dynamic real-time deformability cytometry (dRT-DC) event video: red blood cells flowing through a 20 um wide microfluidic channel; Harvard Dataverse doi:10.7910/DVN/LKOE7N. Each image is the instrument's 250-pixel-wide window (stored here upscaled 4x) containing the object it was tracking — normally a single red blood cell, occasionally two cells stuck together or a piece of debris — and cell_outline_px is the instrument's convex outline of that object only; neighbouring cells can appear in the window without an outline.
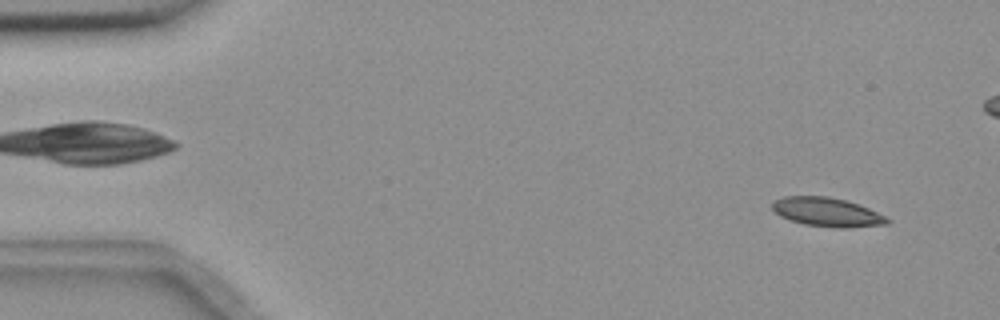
{"species": "common noctule bat (a hibernating species)", "species_latin": "Nyctalus noctula", "temperature_condition": "room temperature", "stored_images_in_passage": 56, "camera_frame_rate_fps": 3000, "um_per_image_px": 0.085, "animal": {"sex": "female", "body_mass_g": 18.4}, "frame": {"image": 1, "passage_image": 4, "time_ms": 1.0, "image_size_px": [1000, 320], "cell_outline_px": [[892, 220], [888, 224], [804, 224], [780, 216], [772, 208], [772, 204], [776, 200], [784, 196], [828, 196], [844, 200], [868, 208]], "centroid_in_image_um": [70.2, 17.95], "position_along_channel_um": 14.8, "area_um2": 17.8}}
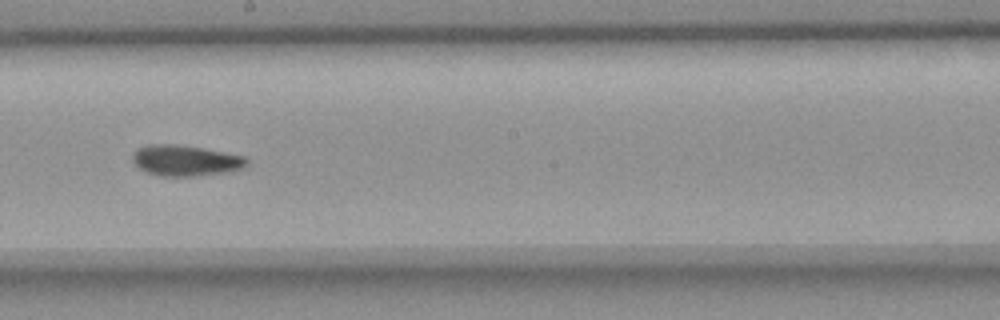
{"frame": {"image": 2, "passage_image": 31, "time_ms": 10.0, "image_size_px": [1000, 320], "cell_outline_px": [[248, 164], [244, 168], [228, 172], [192, 176], [160, 176], [148, 172], [140, 168], [132, 160], [132, 152], [136, 148], [148, 144], [172, 144], [204, 148], [244, 156], [248, 160]], "centroid_in_image_um": [15.76, 13.64], "position_along_channel_um": 232.4, "area_um2": 20.58}}
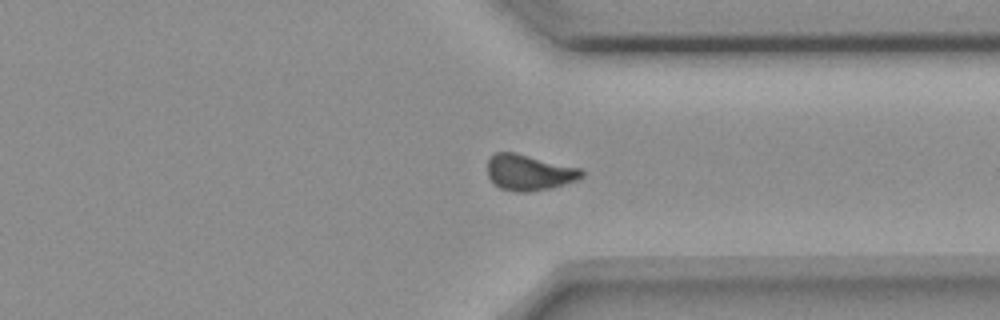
{"frame": {"image": 3, "passage_image": 42, "time_ms": 13.667, "image_size_px": [1000, 320], "cell_outline_px": [[584, 176], [576, 180], [548, 188], [528, 192], [516, 192], [500, 188], [488, 176], [488, 160], [496, 152], [516, 152], [584, 168]], "centroid_in_image_um": [45.01, 14.64], "position_along_channel_um": 366.4, "area_um2": 19.77}, "authors_computed_cell_mechanics": {"area_um2": 19.652, "velocity_mm_per_s": 3.6607, "shape_relaxation_time_tau1_ms": null, "shape_relaxation_time_tau2_ms": 4.6137, "deformation_change_tau1": null, "deformation_change_tau2": 0.0926}}